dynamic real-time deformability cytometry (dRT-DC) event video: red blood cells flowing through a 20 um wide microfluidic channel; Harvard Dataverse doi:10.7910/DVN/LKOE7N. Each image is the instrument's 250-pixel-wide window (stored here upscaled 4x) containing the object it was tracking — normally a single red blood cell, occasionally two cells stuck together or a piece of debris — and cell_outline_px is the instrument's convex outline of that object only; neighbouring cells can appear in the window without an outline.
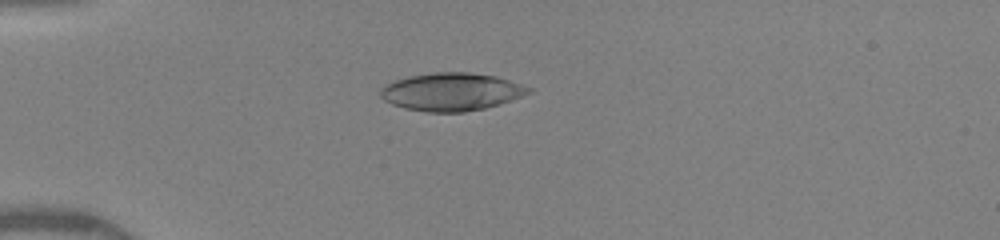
{"species": "human", "species_latin": "Homo sapiens", "temperature_condition": "warm", "stored_images_in_passage": 36, "camera_frame_rate_fps": 3000, "um_per_image_px": 0.085, "donor": {"sex": "female"}, "frame": {"image": 1, "passage_image": 1, "time_ms": 0.0, "image_size_px": [1000, 240], "cell_outline_px": [[532, 92], [484, 108], [464, 112], [428, 112], [404, 108], [392, 104], [384, 100], [380, 96], [380, 88], [396, 80], [408, 76], [436, 72], [468, 72], [496, 76], [532, 88]], "centroid_in_image_um": [38.33, 7.8], "position_along_channel_um": 46.7, "area_um2": 32.31}}
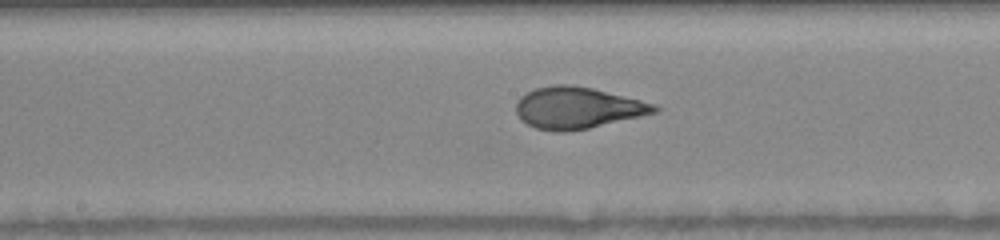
{"frame": {"image": 2, "passage_image": 14, "time_ms": 4.333, "image_size_px": [1000, 240], "cell_outline_px": [[660, 112], [588, 128], [564, 132], [552, 132], [536, 128], [528, 124], [516, 112], [516, 104], [520, 96], [536, 88], [556, 84], [572, 84], [592, 88], [656, 104], [660, 108]], "centroid_in_image_um": [49.11, 9.17], "position_along_channel_um": 199.1, "area_um2": 33.41}}
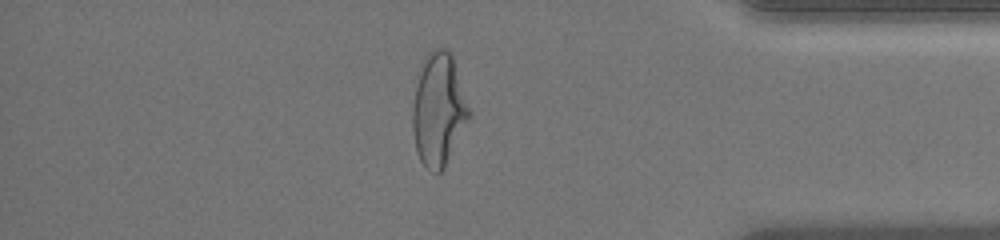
{"frame": {"image": 3, "passage_image": 30, "time_ms": 9.667, "image_size_px": [1000, 240], "cell_outline_px": [[472, 112], [444, 168], [440, 172], [428, 172], [420, 160], [416, 152], [412, 128], [412, 108], [416, 84], [424, 56], [428, 52], [436, 48], [444, 48], [452, 56]], "centroid_in_image_um": [37.27, 9.34], "position_along_channel_um": 397.9, "area_um2": 37.11}, "authors_computed_cell_mechanics": {"area_um2": 33.4084, "velocity_mm_per_s": 4.1197, "shape_relaxation_time_tau1_ms": 4.5572, "shape_relaxation_time_tau2_ms": null, "deformation_change_tau1": 0.2185, "deformation_change_tau2": null}}